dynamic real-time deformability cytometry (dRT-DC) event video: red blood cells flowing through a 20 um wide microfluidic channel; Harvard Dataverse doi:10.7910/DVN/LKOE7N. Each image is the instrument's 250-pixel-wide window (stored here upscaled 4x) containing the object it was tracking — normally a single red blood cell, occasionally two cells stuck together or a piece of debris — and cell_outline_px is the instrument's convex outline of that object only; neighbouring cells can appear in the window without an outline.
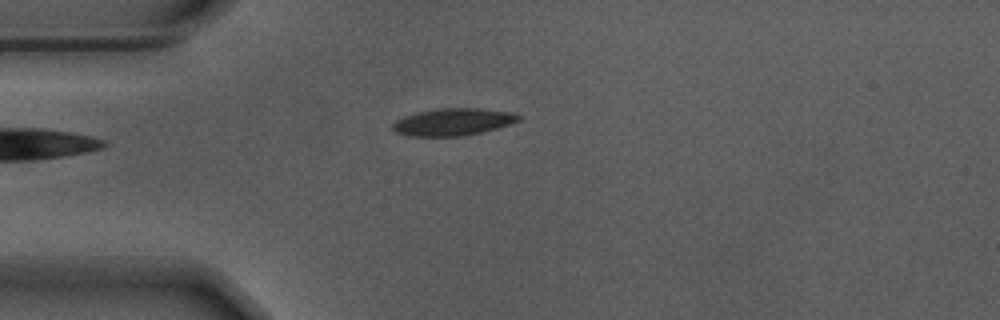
{"species": "Egyptian fruit bat (a non-hibernating species)", "species_latin": "Rousettus aegyptiacus", "temperature_condition": "warm", "stored_images_in_passage": 38, "camera_frame_rate_fps": 3000, "um_per_image_px": 0.085, "animal": {"sex": "male"}, "frame": {"image": 1, "passage_image": 1, "time_ms": 0.0, "image_size_px": [1000, 320], "cell_outline_px": [[520, 120], [496, 128], [464, 136], [408, 136], [396, 132], [392, 128], [392, 124], [396, 120], [404, 116], [436, 108], [480, 108], [508, 112], [520, 116]], "centroid_in_image_um": [38.46, 10.36], "position_along_channel_um": 46.5, "area_um2": 19.71}}
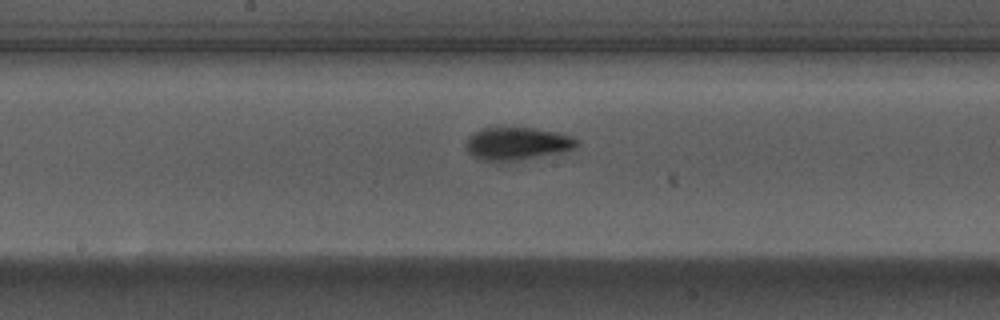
{"frame": {"image": 2, "passage_image": 15, "time_ms": 4.667, "image_size_px": [1000, 320], "cell_outline_px": [[580, 144], [576, 148], [560, 152], [500, 164], [480, 160], [468, 152], [464, 144], [468, 136], [484, 128], [532, 128], [556, 132], [572, 136], [580, 140]], "centroid_in_image_um": [43.94, 12.24], "position_along_channel_um": 204.3, "area_um2": 21.56}}
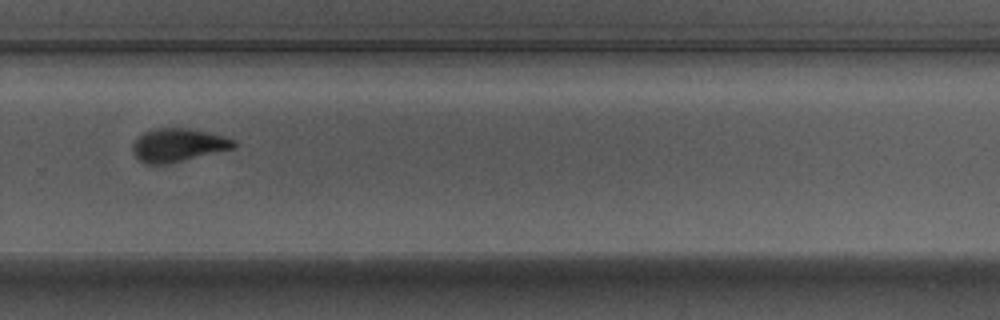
{"frame": {"image": 3, "passage_image": 24, "time_ms": 7.667, "image_size_px": [1000, 320], "cell_outline_px": [[236, 148], [164, 164], [144, 164], [132, 152], [132, 144], [144, 132], [152, 128], [192, 128], [224, 136], [236, 140]], "centroid_in_image_um": [15.15, 12.31], "position_along_channel_um": 314.7, "area_um2": 19.59}, "authors_computed_cell_mechanics": {"area_um2": 19.8254, "velocity_mm_per_s": 3.6851, "shape_relaxation_time_tau1_ms": null, "shape_relaxation_time_tau2_ms": 0.9535, "deformation_change_tau1": null, "deformation_change_tau2": 0.0671}}